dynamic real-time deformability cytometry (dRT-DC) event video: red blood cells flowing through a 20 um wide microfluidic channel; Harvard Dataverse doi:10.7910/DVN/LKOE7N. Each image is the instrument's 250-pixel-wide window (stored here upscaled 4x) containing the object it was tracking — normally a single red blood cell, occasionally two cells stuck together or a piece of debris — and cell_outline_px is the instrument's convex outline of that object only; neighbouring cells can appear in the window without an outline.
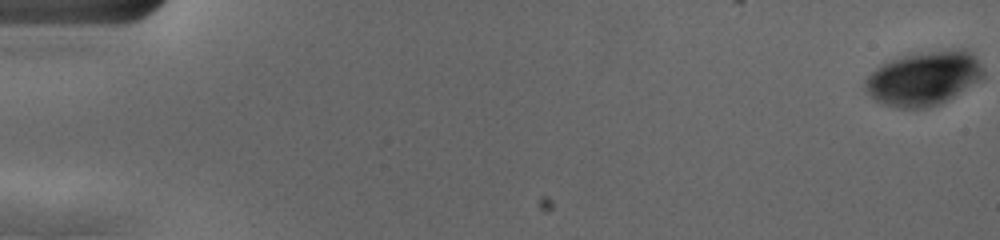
{"species": "human", "species_latin": "Homo sapiens", "temperature_condition": "cold", "stored_images_in_passage": 57, "camera_frame_rate_fps": 3000, "um_per_image_px": 0.085, "donor": {"sex": "female"}, "frame": {"image": 1, "passage_image": 1, "time_ms": 0.0, "image_size_px": [1000, 240], "cell_outline_px": [[984, 80], [940, 104], [928, 108], [896, 108], [884, 104], [876, 100], [868, 92], [864, 84], [864, 80], [876, 68], [900, 56], [956, 48], [964, 48], [972, 52], [976, 56], [984, 68]], "centroid_in_image_um": [78.61, 6.66], "position_along_channel_um": 6.4, "area_um2": 37.57}}
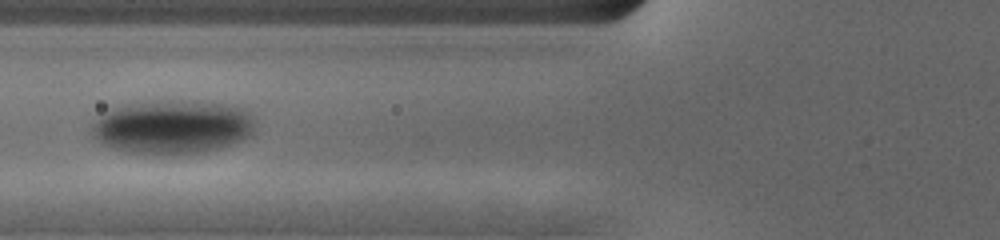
{"frame": {"image": 2, "passage_image": 24, "time_ms": 7.667, "image_size_px": [1000, 240], "cell_outline_px": [[256, 120], [252, 136], [232, 144], [220, 148], [204, 152], [132, 152], [116, 148], [104, 144], [96, 140], [92, 136], [92, 124], [100, 116], [112, 108], [120, 104], [156, 100], [196, 100], [232, 104], [248, 108], [252, 112]], "centroid_in_image_um": [14.76, 10.72], "position_along_channel_um": 111.0, "area_um2": 51.67}}
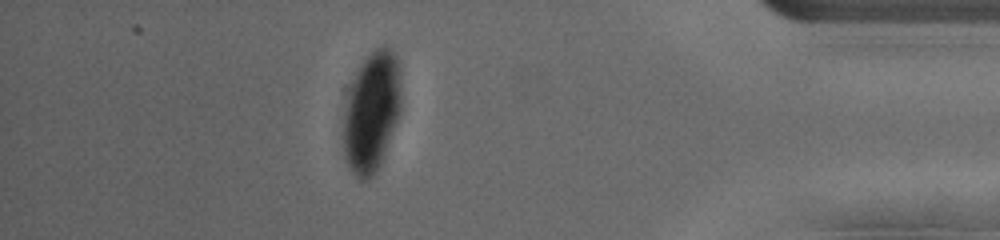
{"frame": {"image": 3, "passage_image": 51, "time_ms": 16.667, "image_size_px": [1000, 240], "cell_outline_px": [[400, 112], [384, 156], [376, 172], [368, 180], [360, 180], [352, 172], [344, 160], [340, 136], [340, 132], [344, 96], [356, 72], [364, 60], [376, 48], [384, 44], [388, 44], [392, 48], [400, 64]], "centroid_in_image_um": [31.52, 9.52], "position_along_channel_um": 403.7, "area_um2": 42.02}, "authors_computed_cell_mechanics": {"area_um2": 43.4078, "velocity_mm_per_s": 3.6628, "shape_relaxation_time_tau1_ms": 3.3834, "shape_relaxation_time_tau2_ms": 1.5114, "deformation_change_tau1": 0.1084, "deformation_change_tau2": 0.0083}}